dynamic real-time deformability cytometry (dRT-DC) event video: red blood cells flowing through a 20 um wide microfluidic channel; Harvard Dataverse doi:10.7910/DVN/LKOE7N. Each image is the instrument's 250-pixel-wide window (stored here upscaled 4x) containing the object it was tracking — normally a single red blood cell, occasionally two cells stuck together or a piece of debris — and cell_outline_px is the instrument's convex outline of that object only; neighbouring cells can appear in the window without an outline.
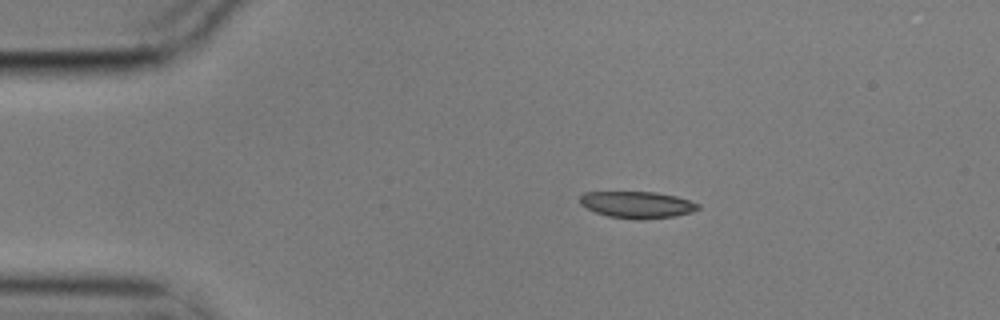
{"species": "common noctule bat (a hibernating species)", "species_latin": "Nyctalus noctula", "temperature_condition": "cold", "stored_images_in_passage": 8, "camera_frame_rate_fps": 3000, "um_per_image_px": 0.085, "animal": {"sex": "male", "body_mass_g": 17.9}, "frame": {"image": 1, "passage_image": 2, "time_ms": 0.333, "image_size_px": [1000, 320], "cell_outline_px": [[700, 208], [692, 212], [672, 216], [608, 216], [596, 212], [580, 204], [580, 196], [584, 192], [656, 192], [676, 196], [700, 204]], "centroid_in_image_um": [54.15, 17.34], "position_along_channel_um": 30.8, "area_um2": 17.34}}
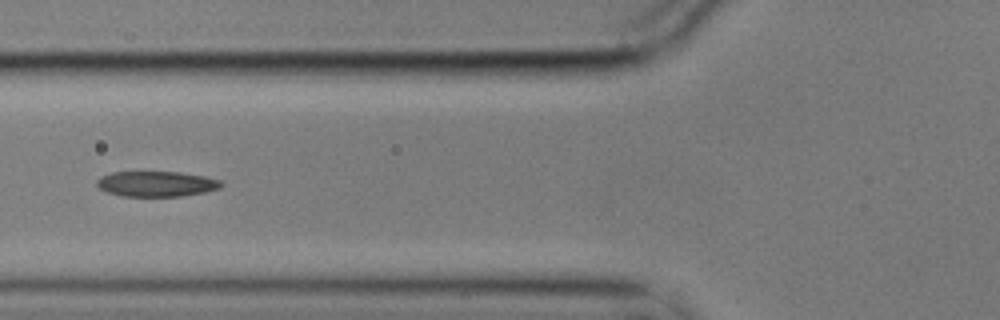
{"frame": {"image": 2, "passage_image": 5, "time_ms": 1.333, "image_size_px": [1000, 320], "cell_outline_px": [[224, 184], [220, 188], [204, 192], [184, 196], [124, 196], [108, 192], [100, 188], [96, 184], [96, 180], [100, 176], [112, 172], [180, 172], [204, 176], [220, 180]], "centroid_in_image_um": [13.31, 15.62], "position_along_channel_um": 112.5, "area_um2": 18.38}}
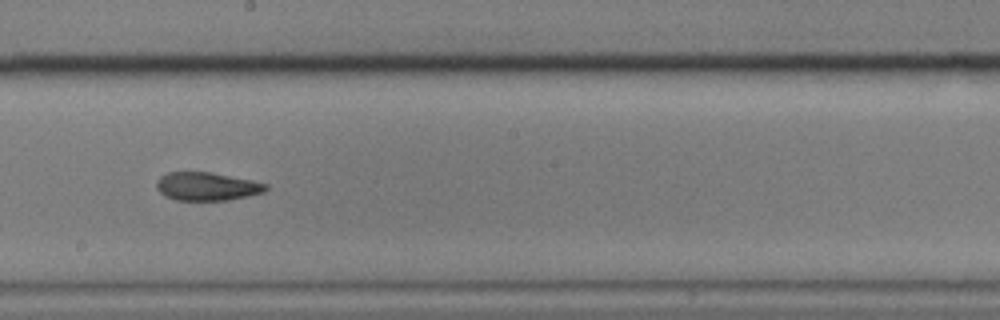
{"frame": {"image": 3, "passage_image": 8, "time_ms": 2.333, "image_size_px": [1000, 320], "cell_outline_px": [[268, 188], [264, 192], [248, 196], [228, 200], [176, 200], [164, 196], [156, 188], [156, 180], [160, 176], [168, 172], [212, 172], [252, 180], [268, 184]], "centroid_in_image_um": [17.57, 15.84], "position_along_channel_um": 230.6, "area_um2": 18.15}}